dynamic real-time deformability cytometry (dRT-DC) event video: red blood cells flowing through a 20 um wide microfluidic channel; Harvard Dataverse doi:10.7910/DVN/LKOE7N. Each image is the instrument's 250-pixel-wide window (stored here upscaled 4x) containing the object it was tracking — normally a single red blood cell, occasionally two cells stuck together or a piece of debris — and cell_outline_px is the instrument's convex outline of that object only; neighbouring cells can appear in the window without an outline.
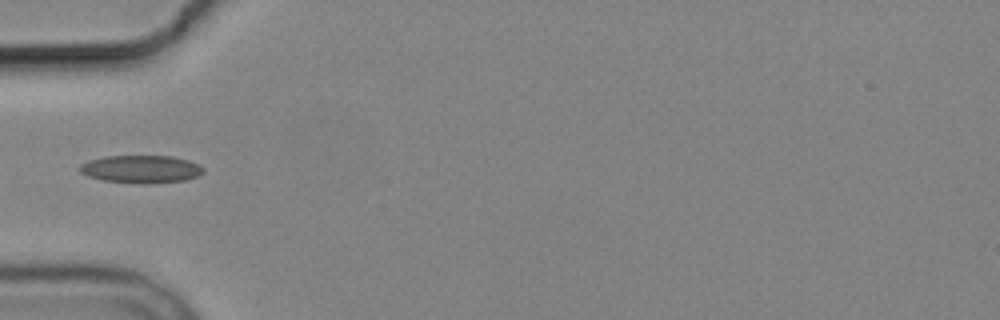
{"species": "common noctule bat (a hibernating species)", "species_latin": "Nyctalus noctula", "temperature_condition": "cold", "stored_images_in_passage": 2, "camera_frame_rate_fps": 3000, "um_per_image_px": 0.085, "animal": {"sex": "male", "body_mass_g": 19.2, "forearm_length_mm": 51.8}, "frame": {"image": 1, "passage_image": 2, "time_ms": 1.333, "image_size_px": [1000, 320], "cell_outline_px": [[204, 172], [200, 176], [184, 180], [152, 184], [140, 184], [100, 180], [88, 176], [80, 172], [80, 164], [88, 160], [104, 156], [172, 156], [188, 160], [204, 168]], "centroid_in_image_um": [11.98, 14.38], "position_along_channel_um": 73.0, "area_um2": 20.23}}